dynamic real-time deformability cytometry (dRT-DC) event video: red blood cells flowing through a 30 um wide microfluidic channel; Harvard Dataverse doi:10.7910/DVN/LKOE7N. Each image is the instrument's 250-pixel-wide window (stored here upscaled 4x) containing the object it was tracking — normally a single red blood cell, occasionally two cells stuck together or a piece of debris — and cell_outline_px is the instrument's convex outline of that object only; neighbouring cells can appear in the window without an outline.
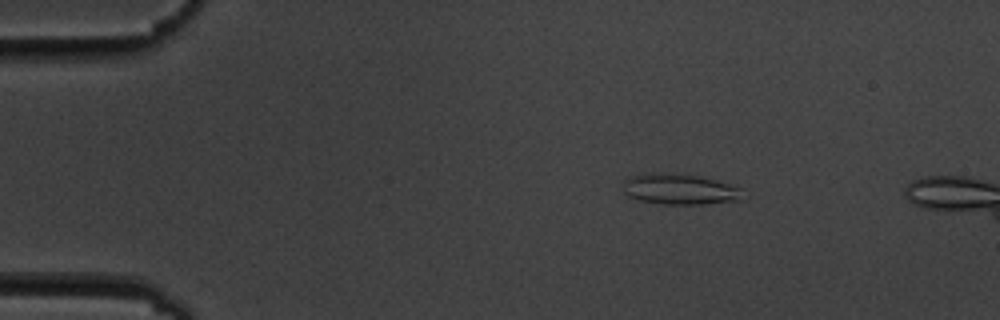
{"species": "common noctule bat (a hibernating species)", "species_latin": "Nyctalus noctula", "temperature_condition": "cold", "stored_images_in_passage": 5, "camera_frame_rate_fps": 3000, "um_per_image_px": 0.085, "animal": {"sex": "male", "body_mass_g": 19.5, "forearm_length_mm": 54.6}, "frame": {"image": 1, "passage_image": 3, "time_ms": 2.333, "image_size_px": [1000, 320], "cell_outline_px": [[744, 200], [704, 204], [664, 204], [640, 200], [628, 196], [624, 192], [624, 180], [628, 176], [640, 172], [668, 172], [700, 176], [716, 180], [740, 188]], "centroid_in_image_um": [57.74, 16.06], "position_along_channel_um": 27.3, "area_um2": 21.79}}